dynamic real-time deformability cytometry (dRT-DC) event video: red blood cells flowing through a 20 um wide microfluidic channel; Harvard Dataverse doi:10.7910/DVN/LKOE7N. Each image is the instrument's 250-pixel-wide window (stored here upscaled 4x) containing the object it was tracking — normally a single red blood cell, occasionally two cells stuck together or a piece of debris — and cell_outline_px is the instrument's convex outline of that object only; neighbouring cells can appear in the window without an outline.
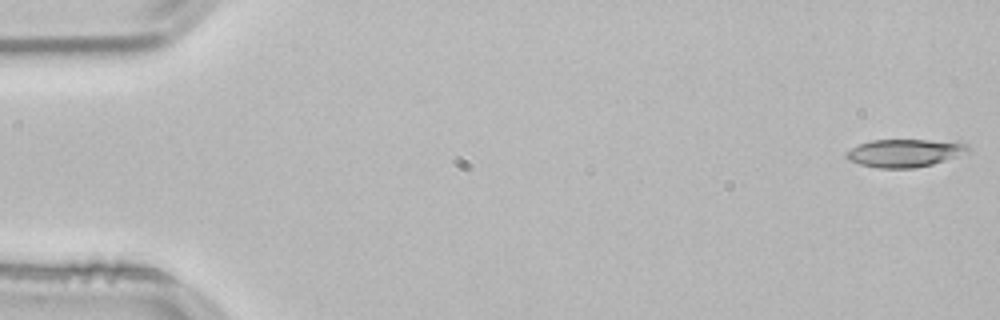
{"species": "common noctule bat (a hibernating species)", "species_latin": "Nyctalus noctula", "temperature_condition": "room temperature", "stored_images_in_passage": 53, "camera_frame_rate_fps": 3000, "um_per_image_px": 0.085, "animal": {"sex": "male", "body_mass_g": 21.5, "forearm_length_mm": 52.0}, "frame": {"image": 1, "passage_image": 1, "time_ms": 0.0, "image_size_px": [1000, 320], "cell_outline_px": [[968, 152], [932, 164], [912, 168], [876, 168], [860, 164], [848, 160], [844, 156], [852, 148], [860, 144], [872, 140], [928, 140], [968, 144]], "centroid_in_image_um": [76.84, 13.01], "position_along_channel_um": 8.2, "area_um2": 19.36}}
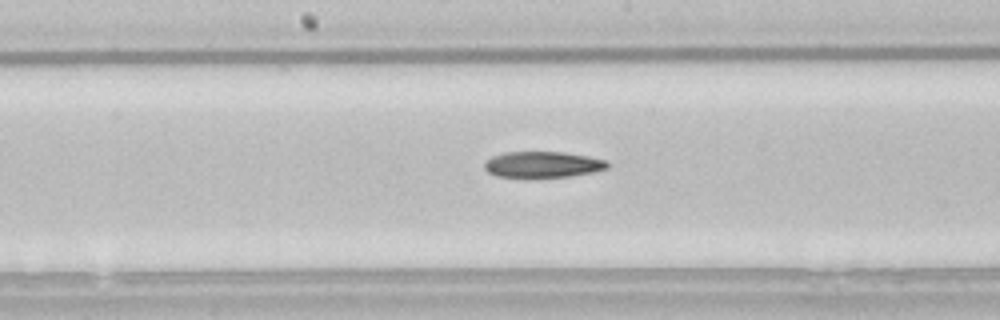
{"frame": {"image": 2, "passage_image": 27, "time_ms": 8.667, "image_size_px": [1000, 320], "cell_outline_px": [[608, 168], [592, 172], [568, 176], [528, 180], [496, 176], [488, 172], [484, 168], [484, 164], [492, 156], [504, 152], [564, 152], [588, 156], [604, 160], [608, 164]], "centroid_in_image_um": [46.06, 14.02], "position_along_channel_um": 202.1, "area_um2": 19.25}}
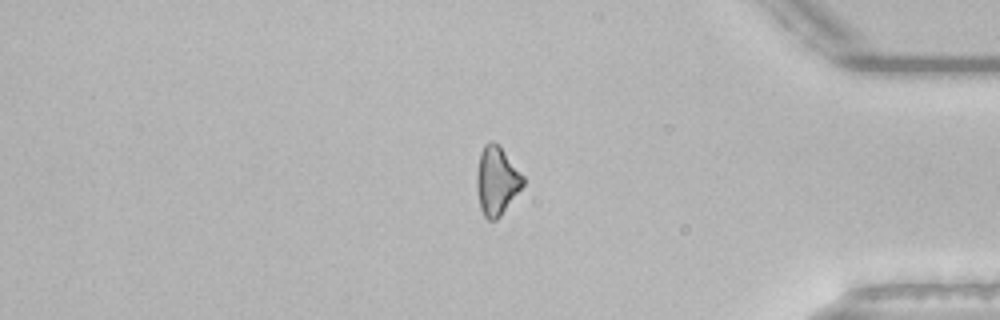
{"frame": {"image": 3, "passage_image": 44, "time_ms": 14.333, "image_size_px": [1000, 320], "cell_outline_px": [[524, 184], [500, 216], [496, 220], [488, 220], [484, 216], [480, 208], [476, 188], [476, 172], [480, 152], [484, 144], [488, 140], [492, 140], [504, 152], [524, 176]], "centroid_in_image_um": [42.18, 15.36], "position_along_channel_um": 393.0, "area_um2": 18.38}}